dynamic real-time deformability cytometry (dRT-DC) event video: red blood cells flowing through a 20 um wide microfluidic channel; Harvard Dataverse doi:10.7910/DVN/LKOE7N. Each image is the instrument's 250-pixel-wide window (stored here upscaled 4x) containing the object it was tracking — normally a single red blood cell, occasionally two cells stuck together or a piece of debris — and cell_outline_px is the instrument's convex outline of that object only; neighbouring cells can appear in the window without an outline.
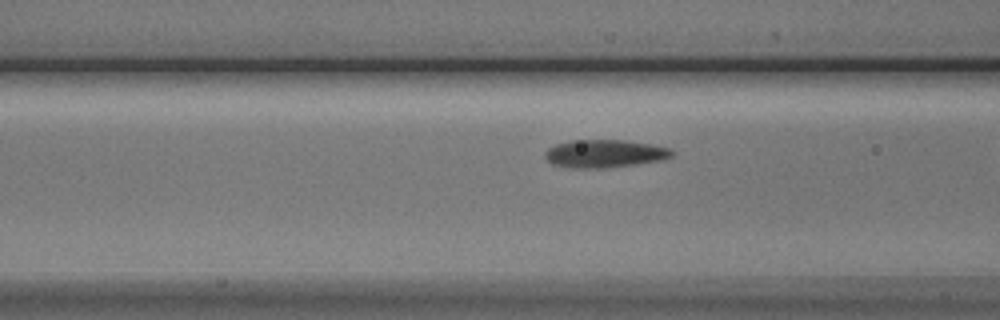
{"species": "Egyptian fruit bat (a non-hibernating species)", "species_latin": "Rousettus aegyptiacus", "temperature_condition": "cold", "stored_images_in_passage": 10, "camera_frame_rate_fps": 3000, "um_per_image_px": 0.085, "animal": {"sex": "male"}, "frame": {"image": 1, "passage_image": 9, "time_ms": 2.667, "image_size_px": [1000, 320], "cell_outline_px": [[672, 156], [660, 160], [636, 164], [604, 168], [568, 168], [552, 164], [544, 156], [544, 152], [548, 148], [556, 144], [572, 140], [624, 140], [652, 144], [672, 148]], "centroid_in_image_um": [51.37, 13.06], "position_along_channel_um": 115.2, "area_um2": 20.69}}